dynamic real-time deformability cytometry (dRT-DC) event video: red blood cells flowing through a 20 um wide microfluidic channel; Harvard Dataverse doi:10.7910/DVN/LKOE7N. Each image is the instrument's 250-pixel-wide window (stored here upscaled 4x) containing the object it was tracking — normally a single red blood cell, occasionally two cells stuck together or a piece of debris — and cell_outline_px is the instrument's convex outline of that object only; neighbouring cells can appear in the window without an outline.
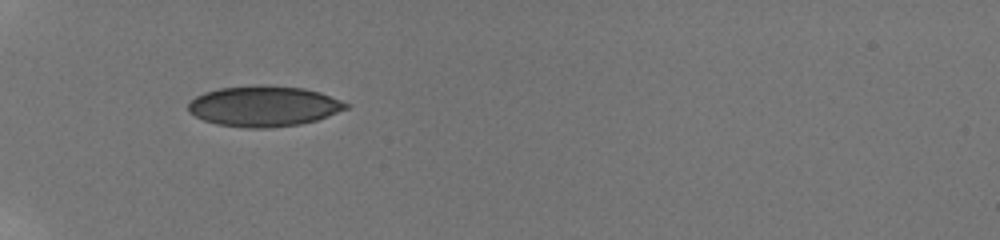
{"species": "human", "species_latin": "Homo sapiens", "temperature_condition": "room temperature", "stored_images_in_passage": 3, "camera_frame_rate_fps": 3000, "um_per_image_px": 0.085, "donor": {"sex": "male"}, "frame": {"image": 1, "passage_image": 1, "time_ms": 0.0, "image_size_px": [1000, 240], "cell_outline_px": [[352, 104], [348, 108], [328, 116], [316, 120], [300, 124], [268, 128], [244, 128], [216, 124], [204, 120], [188, 112], [188, 104], [196, 96], [204, 92], [220, 88], [256, 84], [268, 84], [304, 88], [320, 92]], "centroid_in_image_um": [22.44, 9.01], "position_along_channel_um": 62.6, "area_um2": 37.69}}
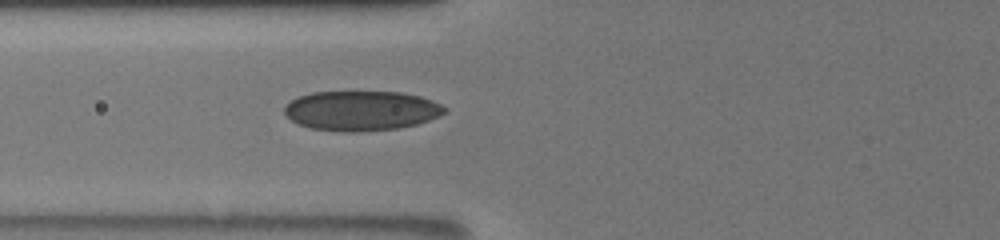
{"frame": {"image": 2, "passage_image": 3, "time_ms": 1.333, "image_size_px": [1000, 240], "cell_outline_px": [[448, 108], [444, 112], [428, 120], [416, 124], [396, 128], [352, 132], [348, 132], [312, 128], [300, 124], [292, 120], [284, 112], [284, 108], [292, 100], [300, 96], [312, 92], [400, 92], [420, 96], [432, 100]], "centroid_in_image_um": [30.72, 9.4], "position_along_channel_um": 95.1, "area_um2": 36.59}}